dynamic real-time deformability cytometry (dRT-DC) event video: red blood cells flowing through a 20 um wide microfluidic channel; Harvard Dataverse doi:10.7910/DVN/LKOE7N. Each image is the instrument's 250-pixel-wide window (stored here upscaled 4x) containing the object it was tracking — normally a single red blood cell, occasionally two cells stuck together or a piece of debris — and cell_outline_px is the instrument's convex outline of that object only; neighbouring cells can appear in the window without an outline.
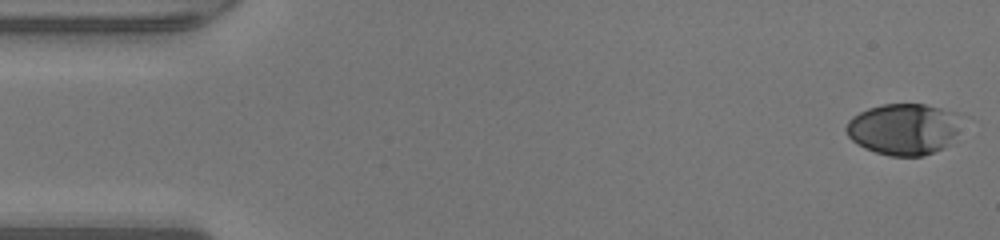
{"species": "human", "species_latin": "Homo sapiens", "temperature_condition": "warm", "stored_images_in_passage": 48, "camera_frame_rate_fps": 3000, "um_per_image_px": 0.085, "donor": {"sex": "male"}, "frame": {"image": 1, "passage_image": 1, "time_ms": 0.0, "image_size_px": [1000, 240], "cell_outline_px": [[956, 132], [948, 144], [944, 148], [924, 156], [888, 156], [864, 148], [852, 140], [848, 136], [844, 128], [848, 120], [852, 116], [868, 108], [884, 104], [924, 104], [956, 112]], "centroid_in_image_um": [76.73, 10.98], "position_along_channel_um": 8.3, "area_um2": 34.16}}
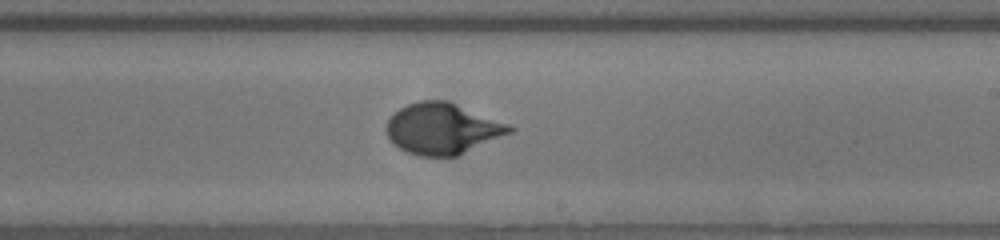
{"frame": {"image": 2, "passage_image": 28, "time_ms": 9.0, "image_size_px": [1000, 240], "cell_outline_px": [[516, 128], [512, 132], [456, 156], [420, 156], [408, 152], [400, 148], [388, 140], [384, 128], [388, 120], [400, 108], [408, 104], [420, 100], [448, 100], [508, 124]], "centroid_in_image_um": [37.57, 10.93], "position_along_channel_um": 251.4, "area_um2": 36.47}}
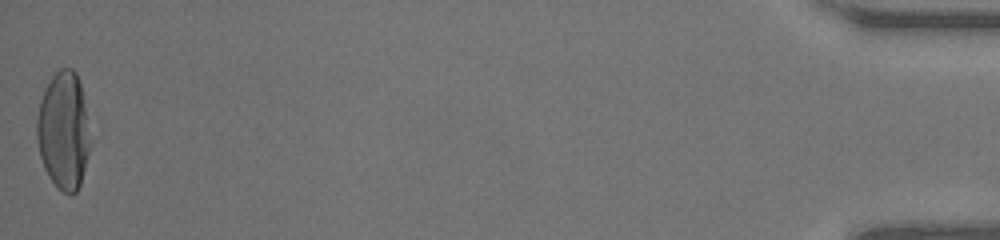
{"frame": {"image": 3, "passage_image": 48, "time_ms": 15.667, "image_size_px": [1000, 240], "cell_outline_px": [[88, 152], [80, 184], [76, 192], [72, 196], [68, 196], [48, 176], [44, 168], [40, 156], [36, 140], [36, 120], [40, 100], [52, 76], [60, 68], [72, 68], [76, 72], [80, 84], [84, 108], [88, 140]], "centroid_in_image_um": [5.35, 11.12], "position_along_channel_um": 429.9, "area_um2": 35.72}, "authors_computed_cell_mechanics": {"area_um2": 35.258, "velocity_mm_per_s": 4.2748, "shape_relaxation_time_tau1_ms": 3.8271, "shape_relaxation_time_tau2_ms": null, "deformation_change_tau1": 0.2292, "deformation_change_tau2": null}}